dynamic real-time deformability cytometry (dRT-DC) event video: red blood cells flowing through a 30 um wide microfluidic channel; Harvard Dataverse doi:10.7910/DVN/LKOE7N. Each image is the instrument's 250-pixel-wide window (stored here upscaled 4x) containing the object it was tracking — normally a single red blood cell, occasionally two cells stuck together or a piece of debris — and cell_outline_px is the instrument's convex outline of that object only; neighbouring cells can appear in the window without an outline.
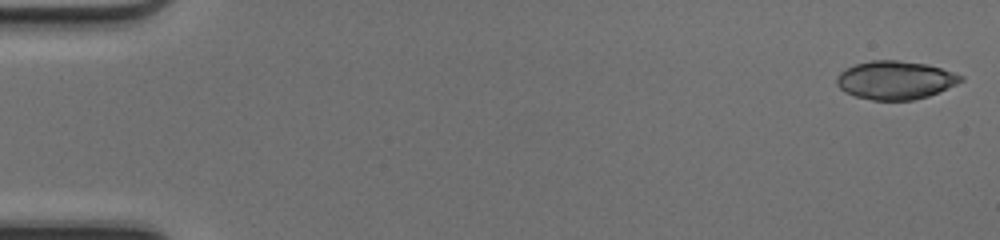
{"species": "common noctule bat (a hibernating species)", "species_latin": "Nyctalus noctula", "temperature_condition": "cold", "stored_images_in_passage": 48, "camera_frame_rate_fps": 3000, "um_per_image_px": 0.085, "animal": {"sex": "female", "body_mass_g": 17.0, "forearm_length_mm": 48.0}, "frame": {"image": 1, "passage_image": 1, "time_ms": 0.0, "image_size_px": [1000, 240], "cell_outline_px": [[964, 80], [940, 92], [928, 96], [912, 100], [872, 100], [856, 96], [844, 92], [836, 84], [836, 76], [840, 72], [856, 64], [872, 60], [896, 60], [928, 64], [964, 76]], "centroid_in_image_um": [76.1, 6.81], "position_along_channel_um": 8.9, "area_um2": 27.74}}
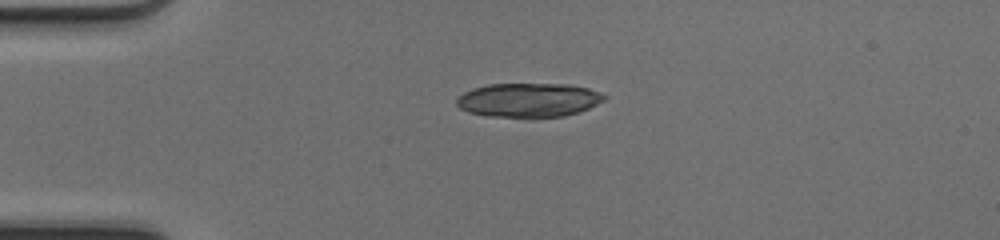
{"frame": {"image": 2, "passage_image": 12, "time_ms": 3.667, "image_size_px": [1000, 240], "cell_outline_px": [[608, 96], [604, 100], [588, 108], [564, 116], [488, 116], [468, 112], [460, 108], [456, 104], [456, 100], [464, 92], [472, 88], [488, 84], [568, 84], [588, 88]], "centroid_in_image_um": [44.9, 8.48], "position_along_channel_um": 40.1, "area_um2": 28.9}}